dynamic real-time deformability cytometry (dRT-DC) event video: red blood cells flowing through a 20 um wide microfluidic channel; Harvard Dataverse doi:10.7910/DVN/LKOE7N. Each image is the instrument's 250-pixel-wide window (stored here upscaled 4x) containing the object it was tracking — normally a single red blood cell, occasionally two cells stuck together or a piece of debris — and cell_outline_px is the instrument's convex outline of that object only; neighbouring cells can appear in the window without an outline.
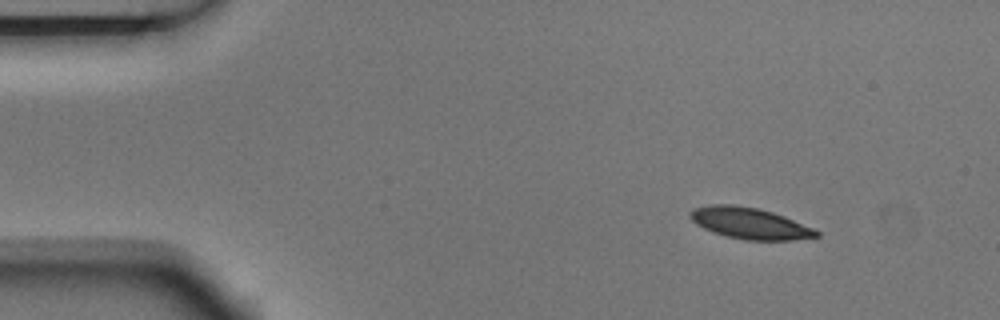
{"species": "Egyptian fruit bat (a non-hibernating species)", "species_latin": "Rousettus aegyptiacus", "temperature_condition": "room temperature", "stored_images_in_passage": 10, "camera_frame_rate_fps": 3000, "um_per_image_px": 0.085, "animal": {"sex": "male"}, "frame": {"image": 1, "passage_image": 1, "time_ms": 0.0, "image_size_px": [1000, 320], "cell_outline_px": [[820, 236], [792, 240], [744, 240], [712, 232], [696, 224], [688, 216], [688, 212], [692, 208], [712, 204], [732, 204], [756, 208], [772, 212], [784, 216], [812, 228], [820, 232]], "centroid_in_image_um": [63.68, 18.97], "position_along_channel_um": 21.3, "area_um2": 22.95}}
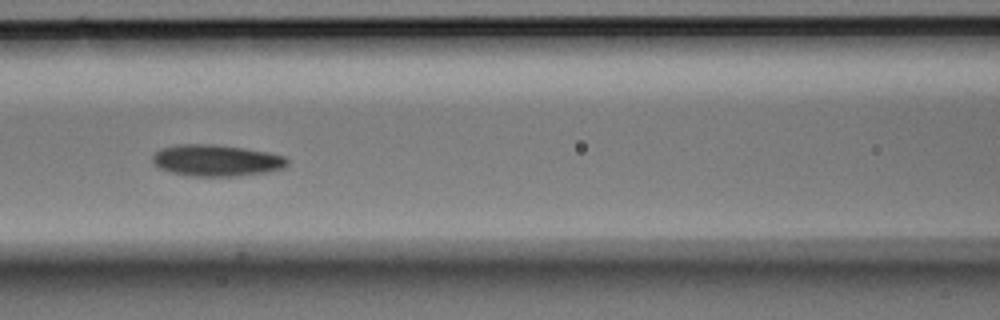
{"frame": {"image": 2, "passage_image": 6, "time_ms": 1.667, "image_size_px": [1000, 320], "cell_outline_px": [[288, 164], [284, 168], [268, 172], [240, 176], [188, 176], [172, 172], [160, 168], [152, 164], [152, 156], [160, 148], [176, 144], [212, 144], [268, 152], [284, 156], [288, 160]], "centroid_in_image_um": [18.37, 13.64], "position_along_channel_um": 148.2, "area_um2": 24.85}}
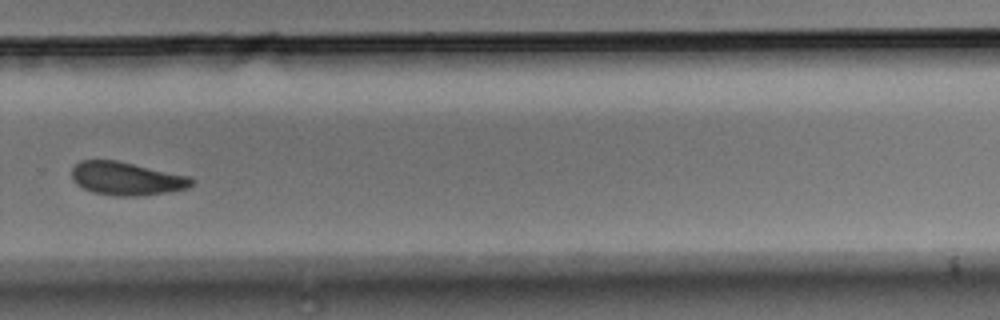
{"frame": {"image": 3, "passage_image": 10, "time_ms": 3.0, "image_size_px": [1000, 320], "cell_outline_px": [[196, 180], [188, 188], [168, 192], [136, 196], [116, 196], [92, 192], [76, 184], [72, 180], [72, 168], [80, 160], [116, 160], [188, 176]], "centroid_in_image_um": [10.73, 15.18], "position_along_channel_um": 319.1, "area_um2": 23.12}}